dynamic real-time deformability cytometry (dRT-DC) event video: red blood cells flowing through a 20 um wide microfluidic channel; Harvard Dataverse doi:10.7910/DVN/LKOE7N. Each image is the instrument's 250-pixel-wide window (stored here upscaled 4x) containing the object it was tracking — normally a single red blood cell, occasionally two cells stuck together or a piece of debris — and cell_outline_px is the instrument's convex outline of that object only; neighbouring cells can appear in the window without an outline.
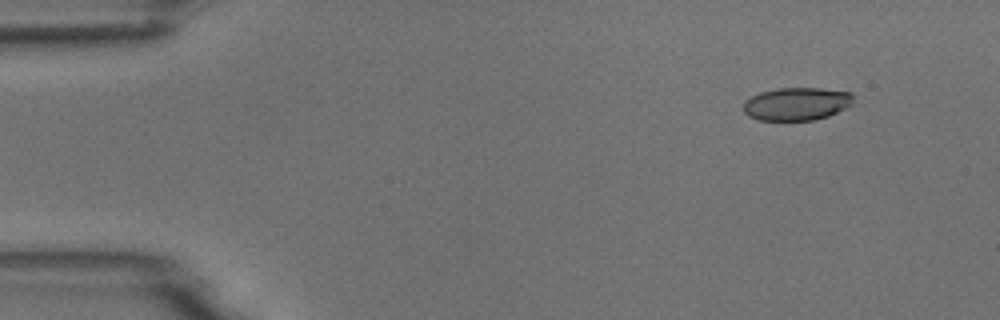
{"species": "common noctule bat (a hibernating species)", "species_latin": "Nyctalus noctula", "temperature_condition": "room temperature", "stored_images_in_passage": 4, "camera_frame_rate_fps": 3000, "um_per_image_px": 0.085, "animal": {"sex": "male", "body_mass_g": 18.8}, "frame": {"image": 1, "passage_image": 1, "time_ms": 0.0, "image_size_px": [1000, 320], "cell_outline_px": [[852, 104], [828, 116], [812, 120], [760, 120], [748, 116], [744, 112], [744, 100], [760, 92], [776, 88], [820, 88], [852, 92]], "centroid_in_image_um": [67.69, 8.82], "position_along_channel_um": 17.3, "area_um2": 21.04}}
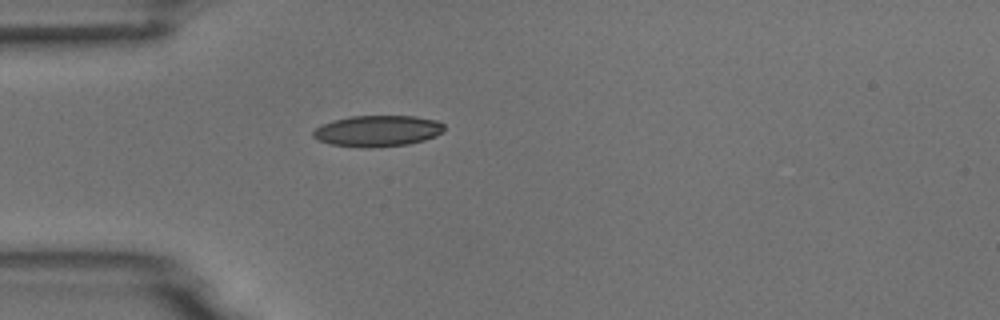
{"frame": {"image": 2, "passage_image": 4, "time_ms": 3.333, "image_size_px": [1000, 320], "cell_outline_px": [[444, 128], [436, 136], [424, 140], [408, 144], [368, 148], [360, 148], [332, 144], [316, 140], [312, 136], [312, 132], [316, 128], [332, 120], [352, 116], [416, 116], [436, 120], [444, 124]], "centroid_in_image_um": [32.07, 11.13], "position_along_channel_um": 52.9, "area_um2": 23.81}}